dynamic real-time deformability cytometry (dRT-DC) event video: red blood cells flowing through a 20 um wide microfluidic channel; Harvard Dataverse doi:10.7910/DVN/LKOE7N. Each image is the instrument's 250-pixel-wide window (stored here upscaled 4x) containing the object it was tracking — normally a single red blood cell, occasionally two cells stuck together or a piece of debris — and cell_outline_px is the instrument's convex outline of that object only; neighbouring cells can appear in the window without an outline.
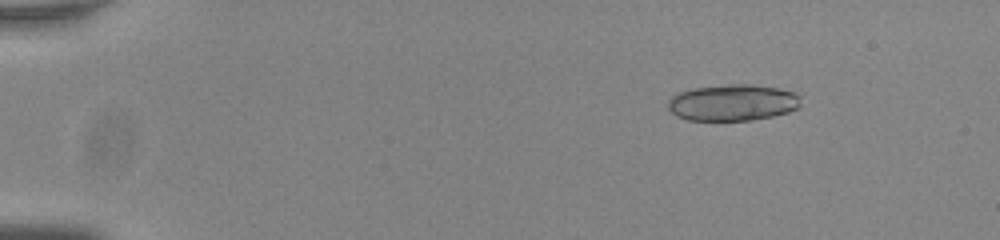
{"species": "common noctule bat (a hibernating species)", "species_latin": "Nyctalus noctula", "temperature_condition": "room temperature", "stored_images_in_passage": 22, "camera_frame_rate_fps": 3000, "um_per_image_px": 0.085, "animal": {"sex": "male", "body_mass_g": 20.0, "forearm_length_mm": 53.3}, "frame": {"image": 1, "passage_image": 8, "time_ms": 2.333, "image_size_px": [1000, 240], "cell_outline_px": [[800, 104], [796, 108], [788, 112], [772, 116], [752, 120], [688, 120], [676, 116], [668, 108], [668, 100], [676, 92], [692, 88], [732, 84], [752, 84], [776, 88], [792, 92], [800, 96]], "centroid_in_image_um": [62.24, 8.72], "position_along_channel_um": 22.8, "area_um2": 28.15}}